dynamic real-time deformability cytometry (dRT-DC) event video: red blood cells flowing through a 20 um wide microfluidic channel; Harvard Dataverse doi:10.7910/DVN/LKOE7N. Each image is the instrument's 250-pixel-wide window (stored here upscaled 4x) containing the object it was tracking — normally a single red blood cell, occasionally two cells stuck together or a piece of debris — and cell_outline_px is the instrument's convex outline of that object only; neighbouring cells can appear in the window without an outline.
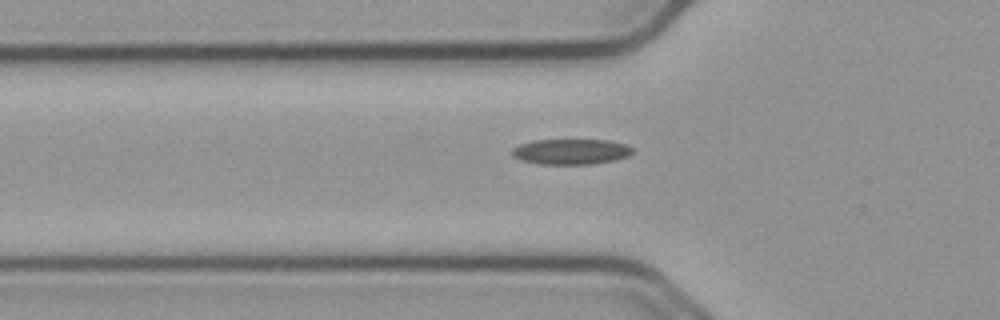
{"species": "common noctule bat (a hibernating species)", "species_latin": "Nyctalus noctula", "temperature_condition": "cold", "stored_images_in_passage": 33, "camera_frame_rate_fps": 3000, "um_per_image_px": 0.085, "animal": {"sex": "male", "body_mass_g": 23.1, "forearm_length_mm": 52.7}, "frame": {"image": 1, "passage_image": 2, "time_ms": 0.333, "image_size_px": [1000, 320], "cell_outline_px": [[632, 152], [628, 156], [616, 160], [592, 164], [540, 164], [524, 160], [512, 156], [512, 148], [520, 144], [532, 140], [608, 140], [624, 144], [632, 148]], "centroid_in_image_um": [48.53, 12.89], "position_along_channel_um": 77.3, "area_um2": 17.8}}
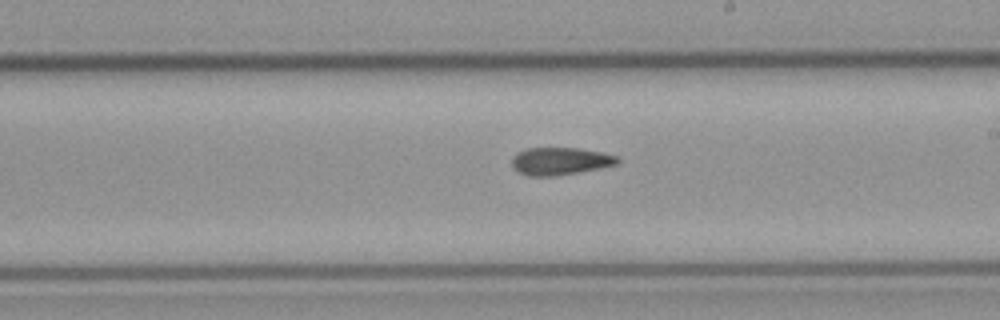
{"frame": {"image": 2, "passage_image": 15, "time_ms": 4.667, "image_size_px": [1000, 320], "cell_outline_px": [[620, 160], [616, 164], [600, 168], [556, 176], [528, 176], [512, 168], [512, 160], [520, 152], [528, 148], [576, 148], [600, 152], [616, 156]], "centroid_in_image_um": [47.61, 13.71], "position_along_channel_um": 241.4, "area_um2": 16.65}}
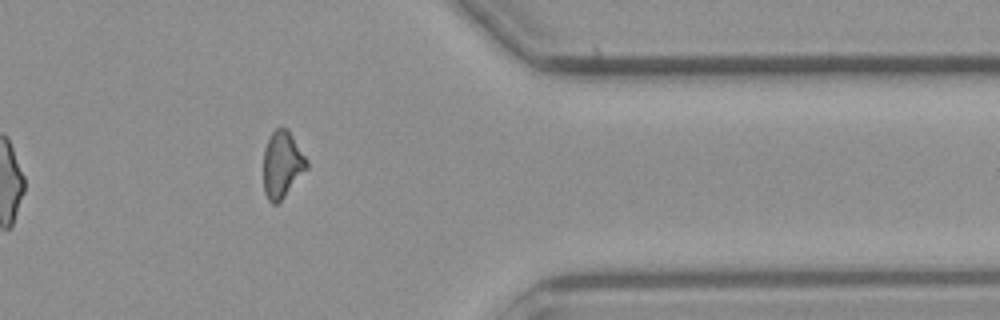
{"frame": {"image": 3, "passage_image": 28, "time_ms": 9.0, "image_size_px": [1000, 320], "cell_outline_px": [[308, 168], [284, 196], [276, 204], [272, 204], [268, 200], [264, 192], [264, 148], [272, 132], [276, 128], [288, 128], [308, 160]], "centroid_in_image_um": [23.99, 13.97], "position_along_channel_um": 387.4, "area_um2": 16.76}, "authors_computed_cell_mechanics": {"area_um2": 17.2822, "velocity_mm_per_s": 3.7558, "shape_relaxation_time_tau1_ms": null, "shape_relaxation_time_tau2_ms": 8.5052, "deformation_change_tau1": null, "deformation_change_tau2": 0.1662}}